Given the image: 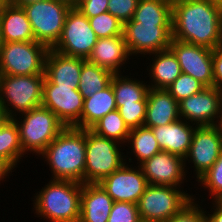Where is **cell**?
<instances>
[{
	"label": "cell",
	"instance_id": "cell-24",
	"mask_svg": "<svg viewBox=\"0 0 222 222\" xmlns=\"http://www.w3.org/2000/svg\"><path fill=\"white\" fill-rule=\"evenodd\" d=\"M148 55L147 59L152 56V64L147 63L149 67L146 69L151 80L149 88L167 89L182 73L177 57L170 48Z\"/></svg>",
	"mask_w": 222,
	"mask_h": 222
},
{
	"label": "cell",
	"instance_id": "cell-35",
	"mask_svg": "<svg viewBox=\"0 0 222 222\" xmlns=\"http://www.w3.org/2000/svg\"><path fill=\"white\" fill-rule=\"evenodd\" d=\"M147 108V96L135 104H124L117 110L129 129L144 126Z\"/></svg>",
	"mask_w": 222,
	"mask_h": 222
},
{
	"label": "cell",
	"instance_id": "cell-31",
	"mask_svg": "<svg viewBox=\"0 0 222 222\" xmlns=\"http://www.w3.org/2000/svg\"><path fill=\"white\" fill-rule=\"evenodd\" d=\"M90 129L96 134L122 145H125L130 134V129L125 124L118 110H113L103 116Z\"/></svg>",
	"mask_w": 222,
	"mask_h": 222
},
{
	"label": "cell",
	"instance_id": "cell-1",
	"mask_svg": "<svg viewBox=\"0 0 222 222\" xmlns=\"http://www.w3.org/2000/svg\"><path fill=\"white\" fill-rule=\"evenodd\" d=\"M172 39L212 50L221 47L222 6L208 0L172 3Z\"/></svg>",
	"mask_w": 222,
	"mask_h": 222
},
{
	"label": "cell",
	"instance_id": "cell-38",
	"mask_svg": "<svg viewBox=\"0 0 222 222\" xmlns=\"http://www.w3.org/2000/svg\"><path fill=\"white\" fill-rule=\"evenodd\" d=\"M138 1L139 0H108V12L124 24L133 18Z\"/></svg>",
	"mask_w": 222,
	"mask_h": 222
},
{
	"label": "cell",
	"instance_id": "cell-49",
	"mask_svg": "<svg viewBox=\"0 0 222 222\" xmlns=\"http://www.w3.org/2000/svg\"><path fill=\"white\" fill-rule=\"evenodd\" d=\"M7 2L5 0H0V7H2L3 5H5Z\"/></svg>",
	"mask_w": 222,
	"mask_h": 222
},
{
	"label": "cell",
	"instance_id": "cell-20",
	"mask_svg": "<svg viewBox=\"0 0 222 222\" xmlns=\"http://www.w3.org/2000/svg\"><path fill=\"white\" fill-rule=\"evenodd\" d=\"M195 128L196 125L180 118L170 124L151 129L162 151L184 159L189 152Z\"/></svg>",
	"mask_w": 222,
	"mask_h": 222
},
{
	"label": "cell",
	"instance_id": "cell-10",
	"mask_svg": "<svg viewBox=\"0 0 222 222\" xmlns=\"http://www.w3.org/2000/svg\"><path fill=\"white\" fill-rule=\"evenodd\" d=\"M97 39L88 17L72 6L66 15L62 35L52 49L64 55L87 60Z\"/></svg>",
	"mask_w": 222,
	"mask_h": 222
},
{
	"label": "cell",
	"instance_id": "cell-33",
	"mask_svg": "<svg viewBox=\"0 0 222 222\" xmlns=\"http://www.w3.org/2000/svg\"><path fill=\"white\" fill-rule=\"evenodd\" d=\"M88 19L98 39L123 35V23L108 11Z\"/></svg>",
	"mask_w": 222,
	"mask_h": 222
},
{
	"label": "cell",
	"instance_id": "cell-22",
	"mask_svg": "<svg viewBox=\"0 0 222 222\" xmlns=\"http://www.w3.org/2000/svg\"><path fill=\"white\" fill-rule=\"evenodd\" d=\"M113 203L99 183H82L79 222H108Z\"/></svg>",
	"mask_w": 222,
	"mask_h": 222
},
{
	"label": "cell",
	"instance_id": "cell-3",
	"mask_svg": "<svg viewBox=\"0 0 222 222\" xmlns=\"http://www.w3.org/2000/svg\"><path fill=\"white\" fill-rule=\"evenodd\" d=\"M82 183L51 179L35 192L33 212L50 222H79Z\"/></svg>",
	"mask_w": 222,
	"mask_h": 222
},
{
	"label": "cell",
	"instance_id": "cell-42",
	"mask_svg": "<svg viewBox=\"0 0 222 222\" xmlns=\"http://www.w3.org/2000/svg\"><path fill=\"white\" fill-rule=\"evenodd\" d=\"M14 171V169L2 158H0V184L1 181L3 183V180L7 178H9V175H12V172Z\"/></svg>",
	"mask_w": 222,
	"mask_h": 222
},
{
	"label": "cell",
	"instance_id": "cell-28",
	"mask_svg": "<svg viewBox=\"0 0 222 222\" xmlns=\"http://www.w3.org/2000/svg\"><path fill=\"white\" fill-rule=\"evenodd\" d=\"M25 155L20 144L18 125L10 118L0 127V158L14 169Z\"/></svg>",
	"mask_w": 222,
	"mask_h": 222
},
{
	"label": "cell",
	"instance_id": "cell-5",
	"mask_svg": "<svg viewBox=\"0 0 222 222\" xmlns=\"http://www.w3.org/2000/svg\"><path fill=\"white\" fill-rule=\"evenodd\" d=\"M44 79L45 74L1 75L0 103L9 118L41 106Z\"/></svg>",
	"mask_w": 222,
	"mask_h": 222
},
{
	"label": "cell",
	"instance_id": "cell-51",
	"mask_svg": "<svg viewBox=\"0 0 222 222\" xmlns=\"http://www.w3.org/2000/svg\"><path fill=\"white\" fill-rule=\"evenodd\" d=\"M7 3H11L13 0H5Z\"/></svg>",
	"mask_w": 222,
	"mask_h": 222
},
{
	"label": "cell",
	"instance_id": "cell-23",
	"mask_svg": "<svg viewBox=\"0 0 222 222\" xmlns=\"http://www.w3.org/2000/svg\"><path fill=\"white\" fill-rule=\"evenodd\" d=\"M3 42L35 41L32 26L23 7L6 3L0 7Z\"/></svg>",
	"mask_w": 222,
	"mask_h": 222
},
{
	"label": "cell",
	"instance_id": "cell-17",
	"mask_svg": "<svg viewBox=\"0 0 222 222\" xmlns=\"http://www.w3.org/2000/svg\"><path fill=\"white\" fill-rule=\"evenodd\" d=\"M221 100V91L205 87L179 102L180 118L196 126L215 125L219 118Z\"/></svg>",
	"mask_w": 222,
	"mask_h": 222
},
{
	"label": "cell",
	"instance_id": "cell-29",
	"mask_svg": "<svg viewBox=\"0 0 222 222\" xmlns=\"http://www.w3.org/2000/svg\"><path fill=\"white\" fill-rule=\"evenodd\" d=\"M132 19L141 24H172V3L167 0H139Z\"/></svg>",
	"mask_w": 222,
	"mask_h": 222
},
{
	"label": "cell",
	"instance_id": "cell-47",
	"mask_svg": "<svg viewBox=\"0 0 222 222\" xmlns=\"http://www.w3.org/2000/svg\"><path fill=\"white\" fill-rule=\"evenodd\" d=\"M208 1L211 2V3L222 6V0H208Z\"/></svg>",
	"mask_w": 222,
	"mask_h": 222
},
{
	"label": "cell",
	"instance_id": "cell-32",
	"mask_svg": "<svg viewBox=\"0 0 222 222\" xmlns=\"http://www.w3.org/2000/svg\"><path fill=\"white\" fill-rule=\"evenodd\" d=\"M199 186L208 192L210 200H222V152L211 168L198 180ZM207 189V190H206Z\"/></svg>",
	"mask_w": 222,
	"mask_h": 222
},
{
	"label": "cell",
	"instance_id": "cell-43",
	"mask_svg": "<svg viewBox=\"0 0 222 222\" xmlns=\"http://www.w3.org/2000/svg\"><path fill=\"white\" fill-rule=\"evenodd\" d=\"M10 119L7 116L5 107L0 103V127L8 120Z\"/></svg>",
	"mask_w": 222,
	"mask_h": 222
},
{
	"label": "cell",
	"instance_id": "cell-26",
	"mask_svg": "<svg viewBox=\"0 0 222 222\" xmlns=\"http://www.w3.org/2000/svg\"><path fill=\"white\" fill-rule=\"evenodd\" d=\"M129 75L131 73L125 76L122 73H117L111 78L110 83L115 95L117 109L124 104L140 102L147 96L149 90L148 82L135 79Z\"/></svg>",
	"mask_w": 222,
	"mask_h": 222
},
{
	"label": "cell",
	"instance_id": "cell-21",
	"mask_svg": "<svg viewBox=\"0 0 222 222\" xmlns=\"http://www.w3.org/2000/svg\"><path fill=\"white\" fill-rule=\"evenodd\" d=\"M180 119L179 103L166 89L149 88L144 126L153 128Z\"/></svg>",
	"mask_w": 222,
	"mask_h": 222
},
{
	"label": "cell",
	"instance_id": "cell-30",
	"mask_svg": "<svg viewBox=\"0 0 222 222\" xmlns=\"http://www.w3.org/2000/svg\"><path fill=\"white\" fill-rule=\"evenodd\" d=\"M113 75L111 71L85 60L82 65L78 91L85 99L107 87Z\"/></svg>",
	"mask_w": 222,
	"mask_h": 222
},
{
	"label": "cell",
	"instance_id": "cell-45",
	"mask_svg": "<svg viewBox=\"0 0 222 222\" xmlns=\"http://www.w3.org/2000/svg\"><path fill=\"white\" fill-rule=\"evenodd\" d=\"M215 126L222 131V100L220 103L219 118H218Z\"/></svg>",
	"mask_w": 222,
	"mask_h": 222
},
{
	"label": "cell",
	"instance_id": "cell-19",
	"mask_svg": "<svg viewBox=\"0 0 222 222\" xmlns=\"http://www.w3.org/2000/svg\"><path fill=\"white\" fill-rule=\"evenodd\" d=\"M85 60L64 55L51 48L45 60V76L59 87H78Z\"/></svg>",
	"mask_w": 222,
	"mask_h": 222
},
{
	"label": "cell",
	"instance_id": "cell-46",
	"mask_svg": "<svg viewBox=\"0 0 222 222\" xmlns=\"http://www.w3.org/2000/svg\"><path fill=\"white\" fill-rule=\"evenodd\" d=\"M64 1L68 2L72 6H75L79 2V0H64Z\"/></svg>",
	"mask_w": 222,
	"mask_h": 222
},
{
	"label": "cell",
	"instance_id": "cell-48",
	"mask_svg": "<svg viewBox=\"0 0 222 222\" xmlns=\"http://www.w3.org/2000/svg\"><path fill=\"white\" fill-rule=\"evenodd\" d=\"M3 39H2V32H1V22H0V47L2 46L3 44Z\"/></svg>",
	"mask_w": 222,
	"mask_h": 222
},
{
	"label": "cell",
	"instance_id": "cell-37",
	"mask_svg": "<svg viewBox=\"0 0 222 222\" xmlns=\"http://www.w3.org/2000/svg\"><path fill=\"white\" fill-rule=\"evenodd\" d=\"M197 198L193 197V200L188 203L181 211L173 215L167 222H207L202 207V200L199 204ZM197 200V201H196ZM198 202V203H197Z\"/></svg>",
	"mask_w": 222,
	"mask_h": 222
},
{
	"label": "cell",
	"instance_id": "cell-25",
	"mask_svg": "<svg viewBox=\"0 0 222 222\" xmlns=\"http://www.w3.org/2000/svg\"><path fill=\"white\" fill-rule=\"evenodd\" d=\"M113 110H117V107L110 83L104 89L84 99L81 129H90L98 120Z\"/></svg>",
	"mask_w": 222,
	"mask_h": 222
},
{
	"label": "cell",
	"instance_id": "cell-18",
	"mask_svg": "<svg viewBox=\"0 0 222 222\" xmlns=\"http://www.w3.org/2000/svg\"><path fill=\"white\" fill-rule=\"evenodd\" d=\"M131 55L123 35L97 39L88 61L111 71L113 74L121 73L124 64L130 62Z\"/></svg>",
	"mask_w": 222,
	"mask_h": 222
},
{
	"label": "cell",
	"instance_id": "cell-4",
	"mask_svg": "<svg viewBox=\"0 0 222 222\" xmlns=\"http://www.w3.org/2000/svg\"><path fill=\"white\" fill-rule=\"evenodd\" d=\"M13 119L19 128L20 144L23 152L25 154L30 152L37 156L66 127L52 111L42 105L21 113Z\"/></svg>",
	"mask_w": 222,
	"mask_h": 222
},
{
	"label": "cell",
	"instance_id": "cell-27",
	"mask_svg": "<svg viewBox=\"0 0 222 222\" xmlns=\"http://www.w3.org/2000/svg\"><path fill=\"white\" fill-rule=\"evenodd\" d=\"M126 146L131 149L127 154L130 153L129 155L133 156L139 165L162 151L152 129L145 126L130 129Z\"/></svg>",
	"mask_w": 222,
	"mask_h": 222
},
{
	"label": "cell",
	"instance_id": "cell-9",
	"mask_svg": "<svg viewBox=\"0 0 222 222\" xmlns=\"http://www.w3.org/2000/svg\"><path fill=\"white\" fill-rule=\"evenodd\" d=\"M49 48L36 41L4 42L0 47L1 75L45 74Z\"/></svg>",
	"mask_w": 222,
	"mask_h": 222
},
{
	"label": "cell",
	"instance_id": "cell-16",
	"mask_svg": "<svg viewBox=\"0 0 222 222\" xmlns=\"http://www.w3.org/2000/svg\"><path fill=\"white\" fill-rule=\"evenodd\" d=\"M139 166L149 185L183 188L181 184L187 181L184 159L166 151L156 153Z\"/></svg>",
	"mask_w": 222,
	"mask_h": 222
},
{
	"label": "cell",
	"instance_id": "cell-36",
	"mask_svg": "<svg viewBox=\"0 0 222 222\" xmlns=\"http://www.w3.org/2000/svg\"><path fill=\"white\" fill-rule=\"evenodd\" d=\"M108 222H141L138 205L129 202H114Z\"/></svg>",
	"mask_w": 222,
	"mask_h": 222
},
{
	"label": "cell",
	"instance_id": "cell-50",
	"mask_svg": "<svg viewBox=\"0 0 222 222\" xmlns=\"http://www.w3.org/2000/svg\"><path fill=\"white\" fill-rule=\"evenodd\" d=\"M167 1H169L171 3H174V2L179 1V0H167Z\"/></svg>",
	"mask_w": 222,
	"mask_h": 222
},
{
	"label": "cell",
	"instance_id": "cell-8",
	"mask_svg": "<svg viewBox=\"0 0 222 222\" xmlns=\"http://www.w3.org/2000/svg\"><path fill=\"white\" fill-rule=\"evenodd\" d=\"M187 190L173 186L148 185L138 202L141 222H167L193 200Z\"/></svg>",
	"mask_w": 222,
	"mask_h": 222
},
{
	"label": "cell",
	"instance_id": "cell-6",
	"mask_svg": "<svg viewBox=\"0 0 222 222\" xmlns=\"http://www.w3.org/2000/svg\"><path fill=\"white\" fill-rule=\"evenodd\" d=\"M121 147L125 146L86 129L84 183H99L120 169L126 163Z\"/></svg>",
	"mask_w": 222,
	"mask_h": 222
},
{
	"label": "cell",
	"instance_id": "cell-40",
	"mask_svg": "<svg viewBox=\"0 0 222 222\" xmlns=\"http://www.w3.org/2000/svg\"><path fill=\"white\" fill-rule=\"evenodd\" d=\"M213 87L222 92V47L213 49Z\"/></svg>",
	"mask_w": 222,
	"mask_h": 222
},
{
	"label": "cell",
	"instance_id": "cell-12",
	"mask_svg": "<svg viewBox=\"0 0 222 222\" xmlns=\"http://www.w3.org/2000/svg\"><path fill=\"white\" fill-rule=\"evenodd\" d=\"M83 103L78 87H59L45 76L41 105L52 111L66 127L81 129Z\"/></svg>",
	"mask_w": 222,
	"mask_h": 222
},
{
	"label": "cell",
	"instance_id": "cell-11",
	"mask_svg": "<svg viewBox=\"0 0 222 222\" xmlns=\"http://www.w3.org/2000/svg\"><path fill=\"white\" fill-rule=\"evenodd\" d=\"M123 36L131 56L168 49L172 40V24H141L133 19L123 24Z\"/></svg>",
	"mask_w": 222,
	"mask_h": 222
},
{
	"label": "cell",
	"instance_id": "cell-15",
	"mask_svg": "<svg viewBox=\"0 0 222 222\" xmlns=\"http://www.w3.org/2000/svg\"><path fill=\"white\" fill-rule=\"evenodd\" d=\"M169 48L180 64L181 72L188 74L205 87H213V50L176 39L171 40Z\"/></svg>",
	"mask_w": 222,
	"mask_h": 222
},
{
	"label": "cell",
	"instance_id": "cell-7",
	"mask_svg": "<svg viewBox=\"0 0 222 222\" xmlns=\"http://www.w3.org/2000/svg\"><path fill=\"white\" fill-rule=\"evenodd\" d=\"M32 26L35 41L49 49L59 41L71 4L64 0H43L22 6Z\"/></svg>",
	"mask_w": 222,
	"mask_h": 222
},
{
	"label": "cell",
	"instance_id": "cell-39",
	"mask_svg": "<svg viewBox=\"0 0 222 222\" xmlns=\"http://www.w3.org/2000/svg\"><path fill=\"white\" fill-rule=\"evenodd\" d=\"M75 7L91 18L108 11V0H79Z\"/></svg>",
	"mask_w": 222,
	"mask_h": 222
},
{
	"label": "cell",
	"instance_id": "cell-2",
	"mask_svg": "<svg viewBox=\"0 0 222 222\" xmlns=\"http://www.w3.org/2000/svg\"><path fill=\"white\" fill-rule=\"evenodd\" d=\"M39 157L51 169L50 179L73 180L84 184L86 129L65 127Z\"/></svg>",
	"mask_w": 222,
	"mask_h": 222
},
{
	"label": "cell",
	"instance_id": "cell-44",
	"mask_svg": "<svg viewBox=\"0 0 222 222\" xmlns=\"http://www.w3.org/2000/svg\"><path fill=\"white\" fill-rule=\"evenodd\" d=\"M39 1H43V0H13L11 4L22 7L25 4H30V3L39 2Z\"/></svg>",
	"mask_w": 222,
	"mask_h": 222
},
{
	"label": "cell",
	"instance_id": "cell-41",
	"mask_svg": "<svg viewBox=\"0 0 222 222\" xmlns=\"http://www.w3.org/2000/svg\"><path fill=\"white\" fill-rule=\"evenodd\" d=\"M212 213L211 212H206V221L207 222H222V200H212ZM211 213V214H209ZM207 214V215H206Z\"/></svg>",
	"mask_w": 222,
	"mask_h": 222
},
{
	"label": "cell",
	"instance_id": "cell-14",
	"mask_svg": "<svg viewBox=\"0 0 222 222\" xmlns=\"http://www.w3.org/2000/svg\"><path fill=\"white\" fill-rule=\"evenodd\" d=\"M222 152V131L215 125L196 126L192 135L189 152L184 158L193 163L196 181L216 162Z\"/></svg>",
	"mask_w": 222,
	"mask_h": 222
},
{
	"label": "cell",
	"instance_id": "cell-13",
	"mask_svg": "<svg viewBox=\"0 0 222 222\" xmlns=\"http://www.w3.org/2000/svg\"><path fill=\"white\" fill-rule=\"evenodd\" d=\"M125 160H128V162L102 179L99 184L114 202L138 204L140 197L149 184L141 167L131 164L133 162L132 157L126 155Z\"/></svg>",
	"mask_w": 222,
	"mask_h": 222
},
{
	"label": "cell",
	"instance_id": "cell-34",
	"mask_svg": "<svg viewBox=\"0 0 222 222\" xmlns=\"http://www.w3.org/2000/svg\"><path fill=\"white\" fill-rule=\"evenodd\" d=\"M204 88L205 86L194 77L181 73L166 90L179 103L187 97L199 93Z\"/></svg>",
	"mask_w": 222,
	"mask_h": 222
}]
</instances>
